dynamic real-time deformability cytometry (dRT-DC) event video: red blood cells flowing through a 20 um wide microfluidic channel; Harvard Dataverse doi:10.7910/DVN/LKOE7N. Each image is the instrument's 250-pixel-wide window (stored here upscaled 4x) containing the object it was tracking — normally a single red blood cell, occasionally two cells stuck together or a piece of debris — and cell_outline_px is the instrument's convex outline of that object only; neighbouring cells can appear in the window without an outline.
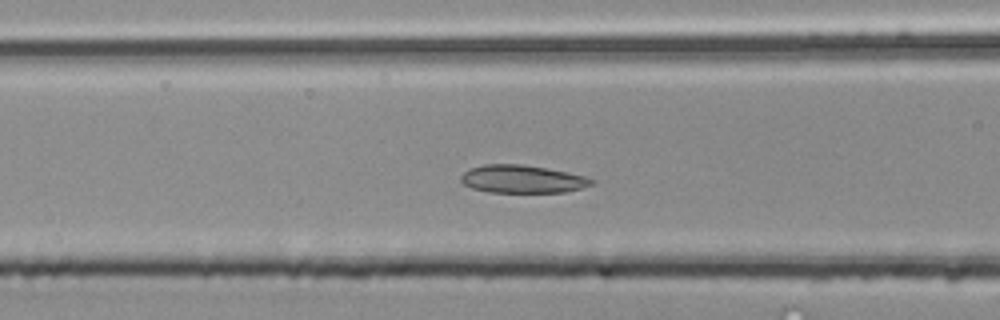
{"species": "common noctule bat (a hibernating species)", "species_latin": "Nyctalus noctula", "temperature_condition": "room temperature", "stored_images_in_passage": 43, "camera_frame_rate_fps": 3000, "um_per_image_px": 0.085, "animal": {"sex": "male", "body_mass_g": 20.4}, "frame": {"image": 1, "passage_image": 11, "time_ms": 3.333, "image_size_px": [1000, 320], "cell_outline_px": [[596, 180], [592, 184], [580, 188], [564, 192], [488, 192], [472, 188], [464, 184], [460, 180], [460, 176], [468, 168], [484, 164], [520, 164], [548, 168], [588, 176]], "centroid_in_image_um": [44.39, 15.21], "position_along_channel_um": 122.2, "area_um2": 21.39}}
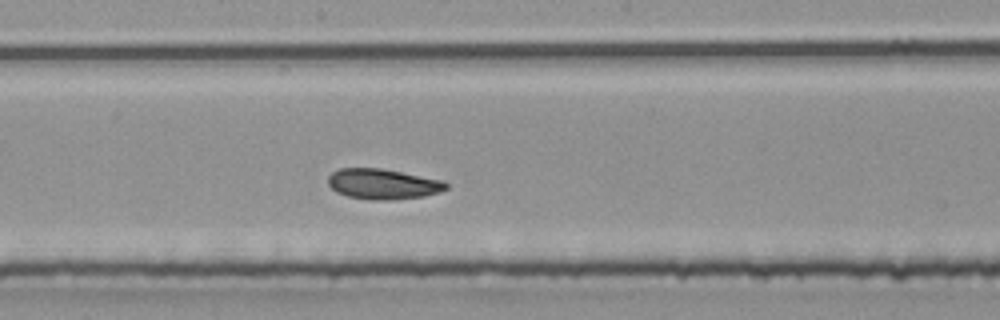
{"frame": {"image": 2, "passage_image": 18, "time_ms": 5.667, "image_size_px": [1000, 320], "cell_outline_px": [[448, 188], [440, 192], [424, 196], [392, 200], [372, 200], [348, 196], [336, 192], [328, 184], [328, 176], [332, 172], [340, 168], [380, 168], [444, 180], [448, 184]], "centroid_in_image_um": [32.56, 15.64], "position_along_channel_um": 215.6, "area_um2": 20.98}}
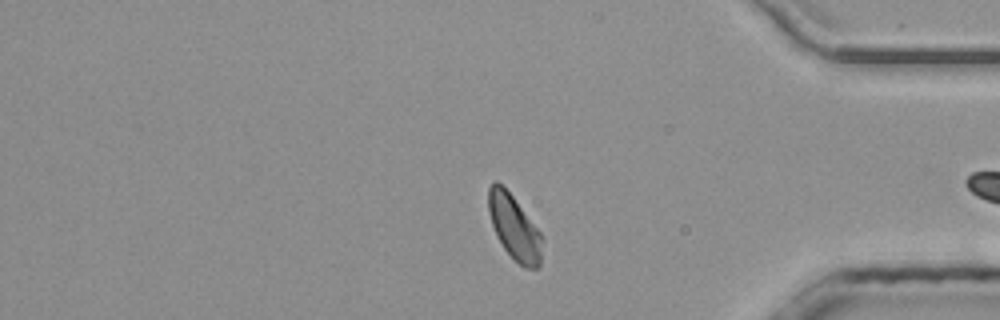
{"frame": {"image": 3, "passage_image": 33, "time_ms": 10.667, "image_size_px": [1000, 320], "cell_outline_px": [[544, 240], [540, 264], [536, 268], [524, 268], [504, 248], [496, 236], [488, 212], [488, 188], [492, 180], [496, 180], [512, 196], [540, 232]], "centroid_in_image_um": [43.71, 19.33], "position_along_channel_um": 391.5, "area_um2": 20.06}, "authors_computed_cell_mechanics": {"area_um2": 20.808, "velocity_mm_per_s": 4.0049, "shape_relaxation_time_tau1_ms": 10.1222, "shape_relaxation_time_tau2_ms": 3.5545, "deformation_change_tau1": 0.1467, "deformation_change_tau2": 0.0919}}